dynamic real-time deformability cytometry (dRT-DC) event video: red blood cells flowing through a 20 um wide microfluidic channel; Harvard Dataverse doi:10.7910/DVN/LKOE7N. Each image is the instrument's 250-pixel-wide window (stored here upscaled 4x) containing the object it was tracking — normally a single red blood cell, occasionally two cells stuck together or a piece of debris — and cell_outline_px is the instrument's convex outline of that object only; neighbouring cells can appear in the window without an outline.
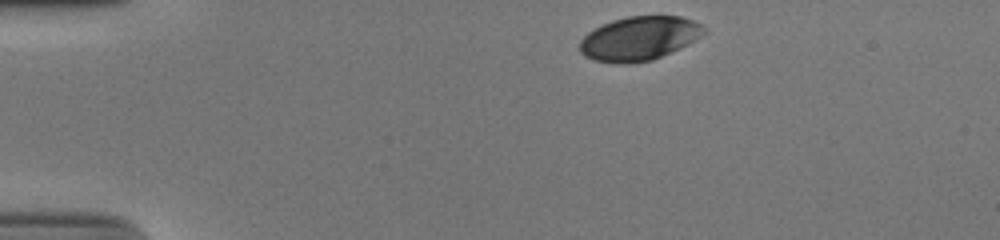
{"species": "human", "species_latin": "Homo sapiens", "temperature_condition": "cold", "stored_images_in_passage": 35, "camera_frame_rate_fps": 3000, "um_per_image_px": 0.085, "donor": {"sex": "male"}, "frame": {"image": 1, "passage_image": 1, "time_ms": 0.0, "image_size_px": [1000, 240], "cell_outline_px": [[708, 32], [680, 48], [652, 60], [628, 64], [616, 64], [592, 60], [584, 56], [580, 52], [580, 40], [588, 32], [612, 20], [628, 16], [680, 16], [692, 20], [700, 24]], "centroid_in_image_um": [54.32, 3.28], "position_along_channel_um": 30.7, "area_um2": 31.85}}
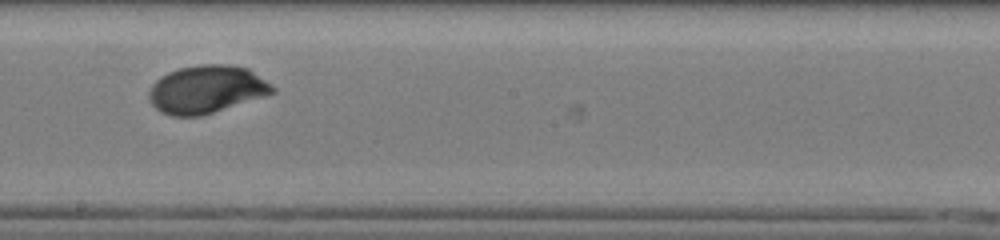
{"frame": {"image": 2, "passage_image": 22, "time_ms": 7.0, "image_size_px": [1000, 240], "cell_outline_px": [[276, 92], [264, 96], [200, 116], [172, 116], [160, 112], [152, 104], [148, 96], [148, 92], [152, 84], [160, 76], [168, 72], [180, 68], [200, 64], [228, 64], [248, 68], [272, 84], [276, 88]], "centroid_in_image_um": [17.55, 7.58], "position_along_channel_um": 230.7, "area_um2": 34.45}}
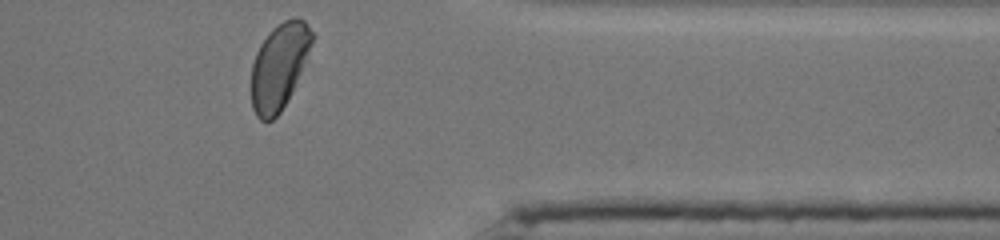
{"frame": {"image": 3, "passage_image": 35, "time_ms": 11.333, "image_size_px": [1000, 240], "cell_outline_px": [[316, 36], [308, 60], [292, 92], [280, 112], [272, 120], [260, 120], [256, 116], [252, 108], [252, 64], [256, 52], [260, 44], [272, 28], [284, 20], [296, 16], [304, 20], [308, 24]], "centroid_in_image_um": [23.78, 5.59], "position_along_channel_um": 387.6, "area_um2": 30.92}, "authors_computed_cell_mechanics": {"area_um2": 33.8708, "velocity_mm_per_s": 3.8692, "shape_relaxation_time_tau1_ms": 2.7665, "shape_relaxation_time_tau2_ms": null, "deformation_change_tau1": 0.1306, "deformation_change_tau2": null}}